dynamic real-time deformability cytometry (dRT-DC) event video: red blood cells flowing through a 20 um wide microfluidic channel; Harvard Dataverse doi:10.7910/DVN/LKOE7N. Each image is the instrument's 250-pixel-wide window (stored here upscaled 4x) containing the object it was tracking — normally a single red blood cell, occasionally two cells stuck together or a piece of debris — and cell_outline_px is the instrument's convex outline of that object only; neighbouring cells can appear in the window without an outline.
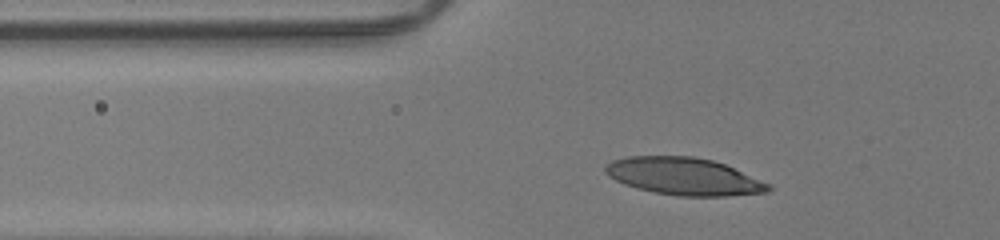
{"species": "human", "species_latin": "Homo sapiens", "temperature_condition": "room temperature", "stored_images_in_passage": 31, "camera_frame_rate_fps": 3000, "um_per_image_px": 0.085, "donor": {"sex": "male"}, "frame": {"image": 1, "passage_image": 6, "time_ms": 1.667, "image_size_px": [1000, 240], "cell_outline_px": [[772, 188], [768, 192], [728, 196], [680, 196], [656, 192], [636, 188], [624, 184], [608, 176], [604, 172], [604, 168], [612, 160], [628, 156], [692, 156], [712, 160], [724, 164], [772, 184]], "centroid_in_image_um": [58.15, 14.99], "position_along_channel_um": 67.7, "area_um2": 35.49}}
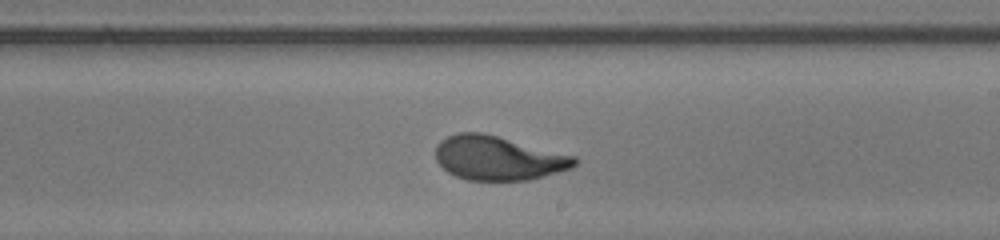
{"frame": {"image": 2, "passage_image": 20, "time_ms": 6.333, "image_size_px": [1000, 240], "cell_outline_px": [[576, 164], [572, 168], [528, 180], [468, 180], [456, 176], [448, 172], [436, 160], [436, 144], [440, 140], [456, 132], [480, 132], [576, 156]], "centroid_in_image_um": [42.32, 13.43], "position_along_channel_um": 246.7, "area_um2": 35.43}}
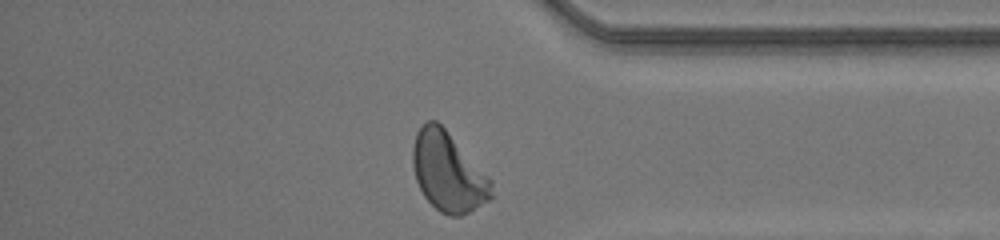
{"frame": {"image": 3, "passage_image": 31, "time_ms": 10.0, "image_size_px": [1000, 240], "cell_outline_px": [[496, 196], [492, 200], [460, 216], [448, 216], [440, 212], [424, 196], [416, 180], [412, 164], [412, 148], [416, 132], [428, 120], [436, 120], [444, 128], [492, 180]], "centroid_in_image_um": [38.12, 14.65], "position_along_channel_um": 397.1, "area_um2": 36.41}, "authors_computed_cell_mechanics": {"area_um2": 35.6626, "velocity_mm_per_s": 4.2175, "shape_relaxation_time_tau1_ms": 3.9043, "shape_relaxation_time_tau2_ms": null, "deformation_change_tau1": 0.2159, "deformation_change_tau2": null}}